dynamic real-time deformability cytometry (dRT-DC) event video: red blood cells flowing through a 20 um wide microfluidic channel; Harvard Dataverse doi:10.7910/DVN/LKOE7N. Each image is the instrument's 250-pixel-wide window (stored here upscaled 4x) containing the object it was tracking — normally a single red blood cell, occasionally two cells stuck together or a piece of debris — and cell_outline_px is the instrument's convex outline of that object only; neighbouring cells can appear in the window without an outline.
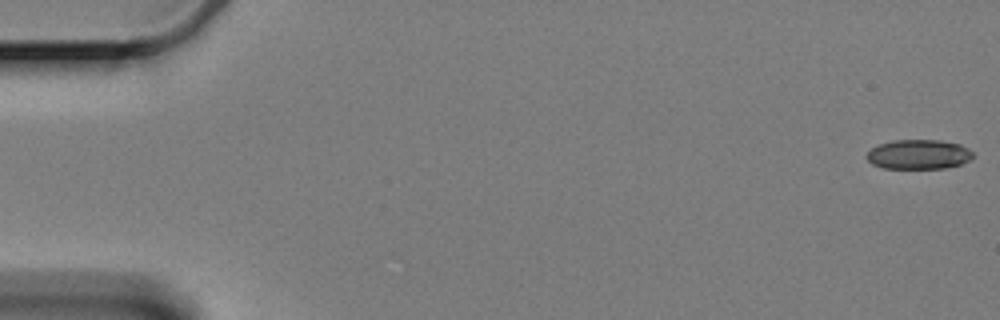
{"species": "Egyptian fruit bat (a non-hibernating species)", "species_latin": "Rousettus aegyptiacus", "temperature_condition": "cold", "stored_images_in_passage": 60, "camera_frame_rate_fps": 3000, "um_per_image_px": 0.085, "animal": {"sex": "female"}, "frame": {"image": 1, "passage_image": 1, "time_ms": 0.0, "image_size_px": [1000, 320], "cell_outline_px": [[972, 156], [968, 160], [960, 164], [944, 168], [884, 168], [872, 164], [864, 156], [876, 144], [892, 140], [940, 140], [960, 144], [968, 148], [972, 152]], "centroid_in_image_um": [78.03, 13.11], "position_along_channel_um": 7.0, "area_um2": 18.32}}
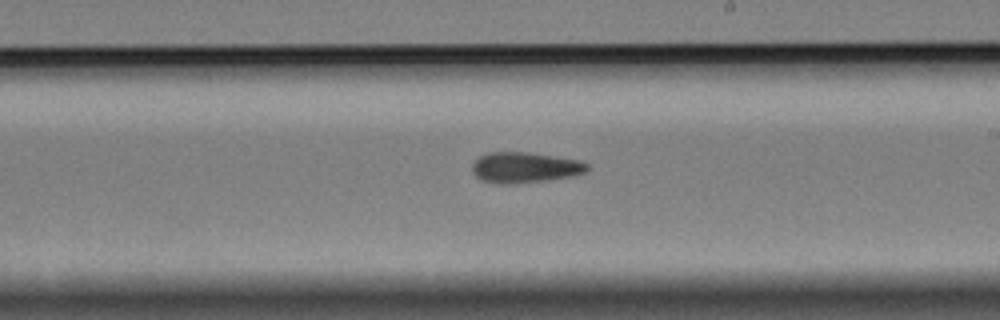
{"frame": {"image": 2, "passage_image": 35, "time_ms": 11.333, "image_size_px": [1000, 320], "cell_outline_px": [[588, 168], [584, 172], [568, 176], [544, 180], [504, 184], [484, 180], [476, 176], [472, 172], [472, 164], [484, 152], [528, 152], [580, 160], [588, 164]], "centroid_in_image_um": [44.57, 14.21], "position_along_channel_um": 244.4, "area_um2": 20.11}}
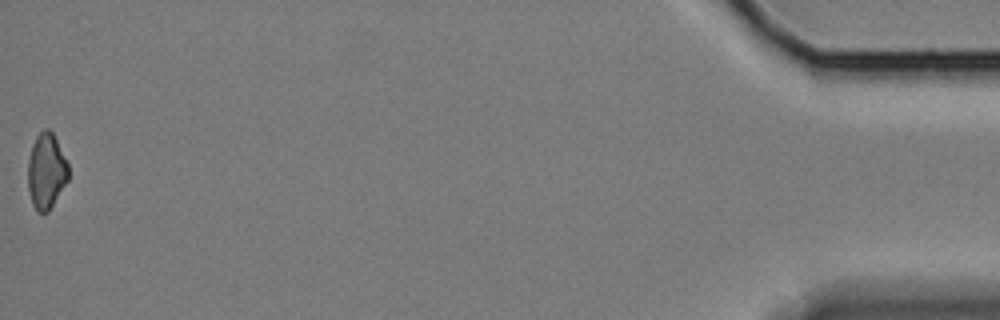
{"frame": {"image": 3, "passage_image": 60, "time_ms": 19.667, "image_size_px": [1000, 320], "cell_outline_px": [[68, 180], [48, 212], [36, 212], [32, 204], [28, 188], [28, 160], [32, 144], [36, 136], [44, 128], [48, 128], [52, 132], [68, 164]], "centroid_in_image_um": [3.92, 14.55], "position_along_channel_um": 431.3, "area_um2": 17.74}, "authors_computed_cell_mechanics": {"area_um2": 19.5942, "velocity_mm_per_s": 3.3572, "shape_relaxation_time_tau1_ms": null, "shape_relaxation_time_tau2_ms": 4.2162, "deformation_change_tau1": null, "deformation_change_tau2": 0.1229}}